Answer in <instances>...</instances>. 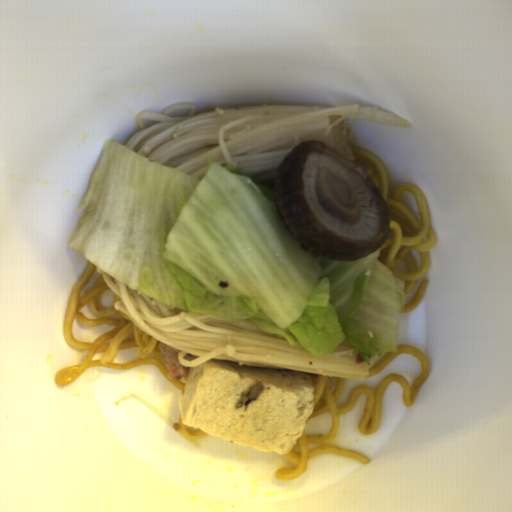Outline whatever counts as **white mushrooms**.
Returning a JSON list of instances; mask_svg holds the SVG:
<instances>
[{
  "label": "white mushrooms",
  "instance_id": "white-mushrooms-1",
  "mask_svg": "<svg viewBox=\"0 0 512 512\" xmlns=\"http://www.w3.org/2000/svg\"><path fill=\"white\" fill-rule=\"evenodd\" d=\"M264 389L263 382H259L248 389L240 398L235 407H243L249 404L253 399H257Z\"/></svg>",
  "mask_w": 512,
  "mask_h": 512
}]
</instances>
